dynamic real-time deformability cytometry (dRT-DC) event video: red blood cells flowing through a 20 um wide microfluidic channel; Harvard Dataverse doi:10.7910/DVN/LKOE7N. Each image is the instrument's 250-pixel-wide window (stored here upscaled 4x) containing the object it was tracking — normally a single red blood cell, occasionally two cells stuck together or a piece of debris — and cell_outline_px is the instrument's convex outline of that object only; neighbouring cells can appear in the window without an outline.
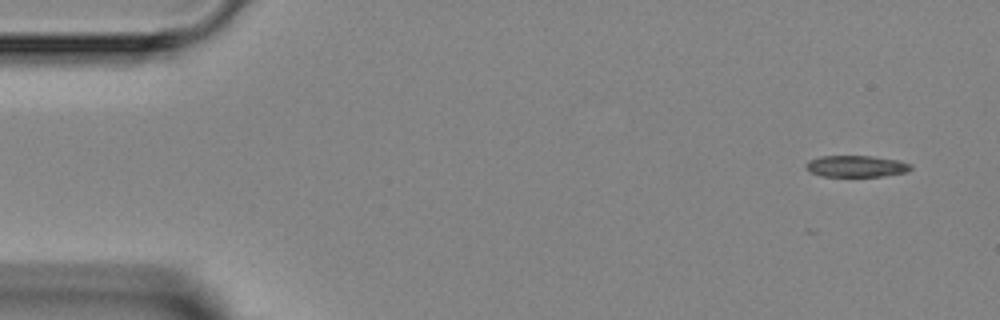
{"species": "Egyptian fruit bat (a non-hibernating species)", "species_latin": "Rousettus aegyptiacus", "temperature_condition": "room temperature", "stored_images_in_passage": 4, "camera_frame_rate_fps": 3000, "um_per_image_px": 0.085, "animal": {"sex": "female"}, "frame": {"image": 1, "passage_image": 1, "time_ms": 0.0, "image_size_px": [1000, 320], "cell_outline_px": [[912, 168], [908, 172], [884, 176], [820, 176], [804, 168], [804, 164], [808, 160], [820, 156], [872, 156], [900, 160], [912, 164]], "centroid_in_image_um": [72.79, 14.12], "position_along_channel_um": 12.2, "area_um2": 13.35}}
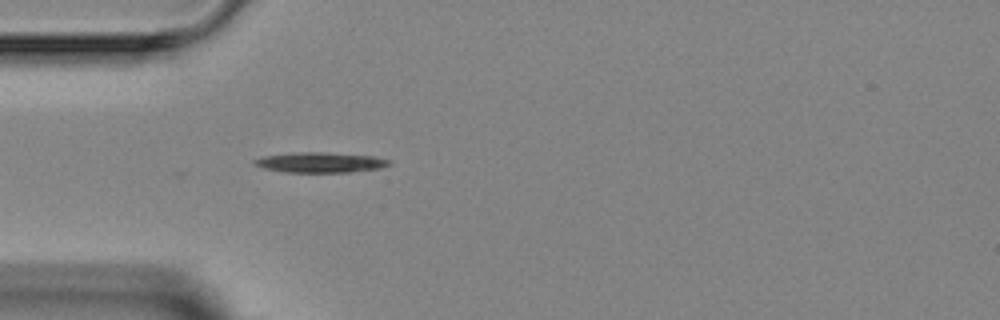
{"frame": {"image": 2, "passage_image": 4, "time_ms": 3.667, "image_size_px": [1000, 320], "cell_outline_px": [[392, 164], [384, 168], [348, 172], [288, 172], [264, 168], [252, 164], [252, 160], [264, 156], [292, 152], [324, 152], [372, 156], [388, 160]], "centroid_in_image_um": [27.22, 13.8], "position_along_channel_um": 57.8, "area_um2": 15.9}}